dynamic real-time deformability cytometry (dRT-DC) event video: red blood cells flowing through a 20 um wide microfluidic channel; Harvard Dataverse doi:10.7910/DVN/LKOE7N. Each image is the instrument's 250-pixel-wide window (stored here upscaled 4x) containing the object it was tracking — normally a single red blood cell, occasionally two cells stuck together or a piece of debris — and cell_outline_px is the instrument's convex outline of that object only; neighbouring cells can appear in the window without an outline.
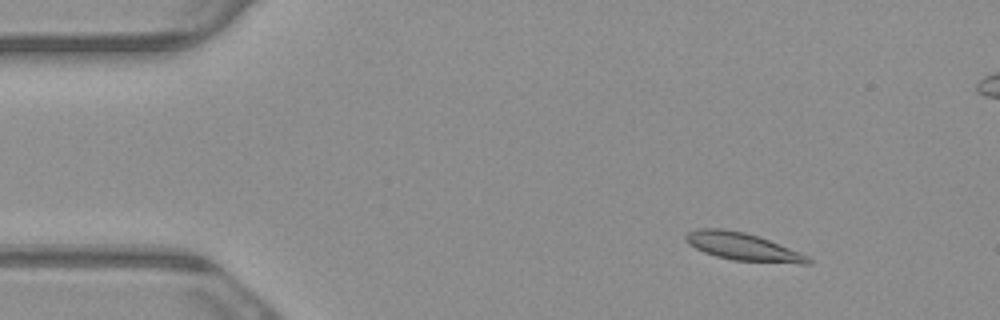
{"species": "common noctule bat (a hibernating species)", "species_latin": "Nyctalus noctula", "temperature_condition": "warm", "stored_images_in_passage": 4, "camera_frame_rate_fps": 3000, "um_per_image_px": 0.085, "animal": {"sex": "male", "body_mass_g": 23.1, "forearm_length_mm": 52.7}, "frame": {"image": 1, "passage_image": 2, "time_ms": 0.333, "image_size_px": [1000, 320], "cell_outline_px": [[812, 264], [800, 264], [732, 260], [716, 256], [704, 252], [688, 244], [684, 240], [684, 236], [688, 232], [696, 228], [724, 228], [744, 232], [768, 240], [800, 252], [808, 256], [812, 260]], "centroid_in_image_um": [63.12, 20.97], "position_along_channel_um": 21.9, "area_um2": 19.77}}